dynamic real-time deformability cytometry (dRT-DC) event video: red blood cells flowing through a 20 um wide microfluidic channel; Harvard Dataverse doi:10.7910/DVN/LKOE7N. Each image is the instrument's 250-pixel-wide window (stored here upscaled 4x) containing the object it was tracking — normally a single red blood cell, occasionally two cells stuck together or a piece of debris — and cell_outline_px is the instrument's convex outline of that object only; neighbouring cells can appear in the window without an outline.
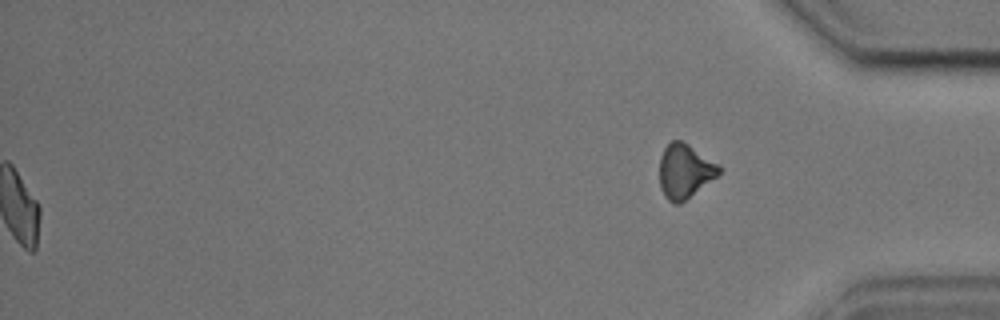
{"species": "common noctule bat (a hibernating species)", "species_latin": "Nyctalus noctula", "temperature_condition": "cold", "stored_images_in_passage": 56, "segment_of_instrument_passage": [2, 2], "camera_frame_rate_fps": 3000, "um_per_image_px": 0.085, "animal": {"sex": "male", "body_mass_g": 17.9, "forearm_length_mm": 54.2}, "frame": {"image": 1, "passage_image": 56, "time_ms": 18.333, "image_size_px": [1000, 320], "cell_outline_px": [[720, 172], [716, 176], [680, 204], [676, 204], [668, 200], [664, 196], [660, 188], [660, 156], [664, 148], [672, 140], [684, 140], [720, 164]], "centroid_in_image_um": [58.2, 14.51], "position_along_channel_um": 377.0, "area_um2": 18.9}}